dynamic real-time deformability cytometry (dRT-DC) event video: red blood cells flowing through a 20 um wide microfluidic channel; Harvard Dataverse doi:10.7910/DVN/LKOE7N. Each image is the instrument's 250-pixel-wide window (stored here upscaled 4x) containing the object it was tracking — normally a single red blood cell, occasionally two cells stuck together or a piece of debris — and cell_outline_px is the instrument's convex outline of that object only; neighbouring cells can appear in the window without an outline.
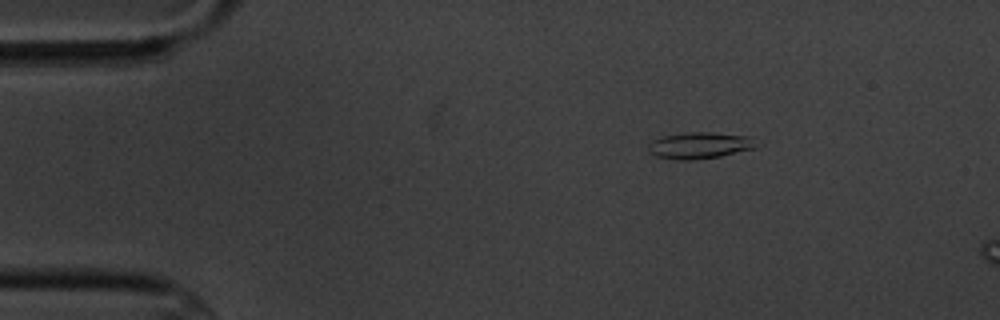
{"species": "common noctule bat (a hibernating species)", "species_latin": "Nyctalus noctula", "temperature_condition": "cold", "stored_images_in_passage": 5, "camera_frame_rate_fps": 3000, "um_per_image_px": 0.085, "animal": {"sex": "male", "body_mass_g": 20.1, "forearm_length_mm": 53.5}, "frame": {"image": 1, "passage_image": 3, "time_ms": 2.333, "image_size_px": [1000, 320], "cell_outline_px": [[764, 144], [756, 148], [720, 156], [692, 160], [680, 160], [656, 156], [648, 152], [648, 144], [652, 140], [664, 136], [688, 132], [712, 132], [748, 136], [764, 140]], "centroid_in_image_um": [59.6, 12.35], "position_along_channel_um": 25.4, "area_um2": 17.11}}